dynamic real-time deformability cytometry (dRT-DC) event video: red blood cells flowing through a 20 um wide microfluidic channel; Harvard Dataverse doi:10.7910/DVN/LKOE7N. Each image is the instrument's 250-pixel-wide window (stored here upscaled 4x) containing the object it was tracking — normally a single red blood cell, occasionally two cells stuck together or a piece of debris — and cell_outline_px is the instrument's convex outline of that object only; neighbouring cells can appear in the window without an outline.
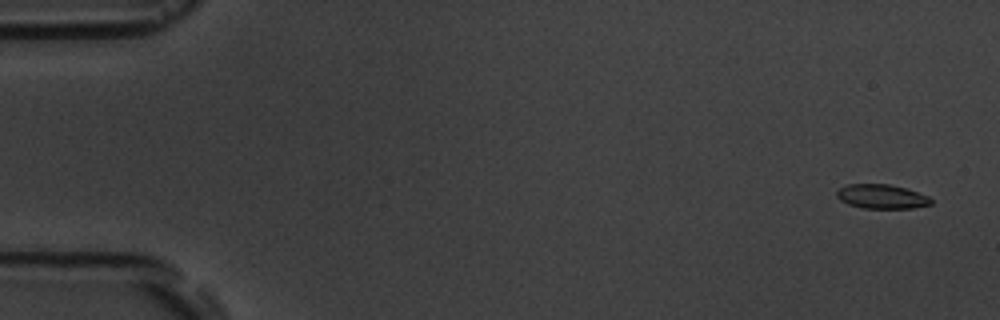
{"species": "common noctule bat (a hibernating species)", "species_latin": "Nyctalus noctula", "temperature_condition": "room temperature", "stored_images_in_passage": 5, "camera_frame_rate_fps": 3000, "um_per_image_px": 0.085, "animal": {"sex": "male", "body_mass_g": 19.5, "forearm_length_mm": 54.6}, "frame": {"image": 1, "passage_image": 1, "time_ms": 0.0, "image_size_px": [1000, 320], "cell_outline_px": [[932, 204], [912, 208], [864, 208], [848, 204], [840, 200], [836, 196], [836, 192], [840, 188], [848, 184], [888, 184], [908, 188], [928, 196], [932, 200]], "centroid_in_image_um": [74.95, 16.7], "position_along_channel_um": 10.0, "area_um2": 13.35}}